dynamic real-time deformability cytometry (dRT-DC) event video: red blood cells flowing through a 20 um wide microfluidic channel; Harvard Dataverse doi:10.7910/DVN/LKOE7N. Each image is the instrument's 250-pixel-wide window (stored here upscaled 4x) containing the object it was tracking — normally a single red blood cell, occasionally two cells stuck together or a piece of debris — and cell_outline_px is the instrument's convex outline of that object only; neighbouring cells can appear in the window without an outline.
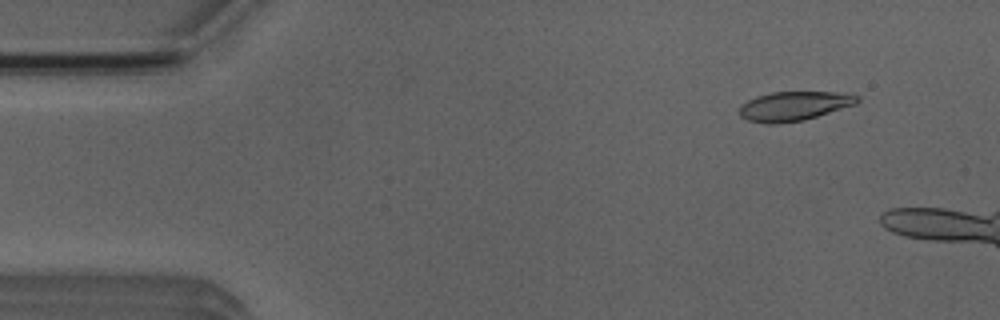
{"species": "Egyptian fruit bat (a non-hibernating species)", "species_latin": "Rousettus aegyptiacus", "temperature_condition": "room temperature", "stored_images_in_passage": 4, "camera_frame_rate_fps": 3000, "um_per_image_px": 0.085, "animal": {"sex": "male"}, "frame": {"image": 1, "passage_image": 1, "time_ms": 0.0, "image_size_px": [1000, 320], "cell_outline_px": [[860, 100], [856, 104], [804, 120], [776, 124], [764, 124], [748, 120], [740, 116], [740, 108], [748, 100], [756, 96], [772, 92], [852, 92], [860, 96]], "centroid_in_image_um": [67.55, 9.0], "position_along_channel_um": 17.5, "area_um2": 20.23}}